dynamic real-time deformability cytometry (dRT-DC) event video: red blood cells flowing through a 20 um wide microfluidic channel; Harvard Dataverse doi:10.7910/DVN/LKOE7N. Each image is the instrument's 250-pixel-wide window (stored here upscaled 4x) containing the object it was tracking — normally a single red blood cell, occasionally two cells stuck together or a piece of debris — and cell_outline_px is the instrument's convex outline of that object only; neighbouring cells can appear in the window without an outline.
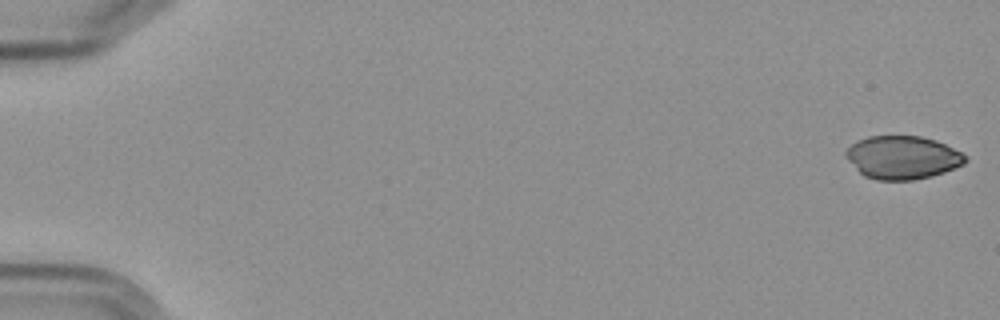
{"species": "Egyptian fruit bat (a non-hibernating species)", "species_latin": "Rousettus aegyptiacus", "temperature_condition": "cold", "stored_images_in_passage": 5, "camera_frame_rate_fps": 3000, "um_per_image_px": 0.085, "frame": {"image": 1, "passage_image": 1, "time_ms": 0.0, "image_size_px": [1000, 320], "cell_outline_px": [[968, 160], [964, 164], [944, 172], [932, 176], [912, 180], [876, 180], [864, 176], [848, 160], [844, 152], [852, 144], [868, 136], [920, 136], [936, 140], [968, 156]], "centroid_in_image_um": [76.73, 13.39], "position_along_channel_um": 8.3, "area_um2": 29.94}}
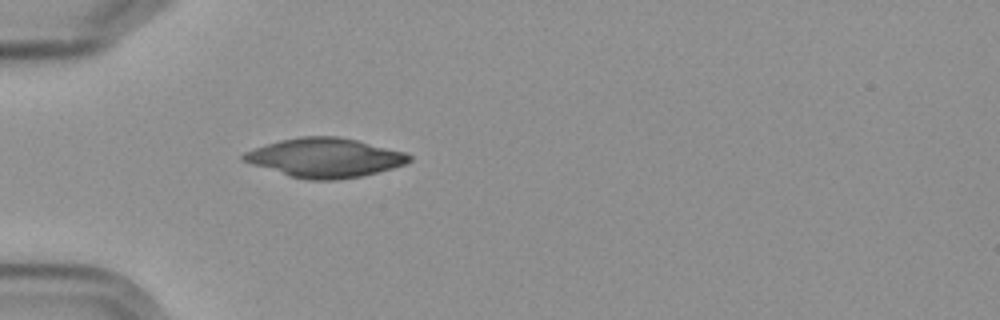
{"frame": {"image": 2, "passage_image": 5, "time_ms": 5.667, "image_size_px": [1000, 320], "cell_outline_px": [[412, 160], [404, 164], [392, 168], [360, 176], [336, 180], [308, 180], [288, 176], [240, 160], [240, 156], [244, 152], [280, 140], [300, 136], [336, 136], [356, 140], [404, 152], [412, 156]], "centroid_in_image_um": [27.58, 13.41], "position_along_channel_um": 57.4, "area_um2": 37.57}}